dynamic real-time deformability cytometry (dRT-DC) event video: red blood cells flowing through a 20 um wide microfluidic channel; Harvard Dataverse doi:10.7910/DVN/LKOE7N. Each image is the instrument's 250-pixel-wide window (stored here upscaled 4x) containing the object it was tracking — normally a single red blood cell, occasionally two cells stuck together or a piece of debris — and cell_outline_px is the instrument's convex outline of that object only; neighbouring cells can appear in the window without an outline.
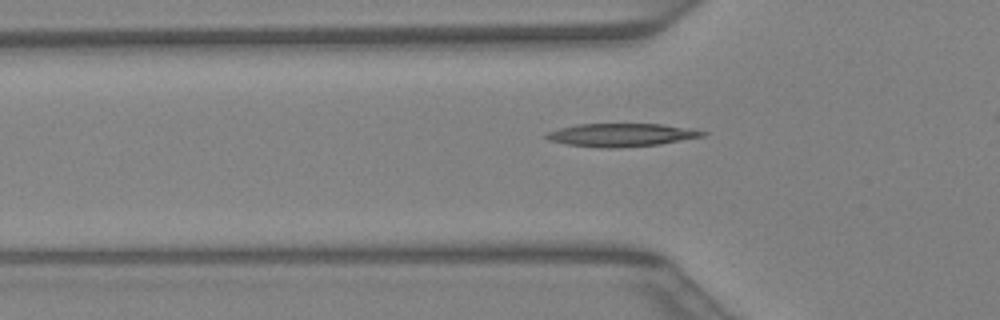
{"species": "Egyptian fruit bat (a non-hibernating species)", "species_latin": "Rousettus aegyptiacus", "temperature_condition": "warm", "stored_images_in_passage": 25, "camera_frame_rate_fps": 3000, "um_per_image_px": 0.085, "animal": {"sex": "female"}, "frame": {"image": 1, "passage_image": 3, "time_ms": 0.667, "image_size_px": [1000, 320], "cell_outline_px": [[708, 132], [704, 136], [660, 144], [616, 148], [600, 148], [568, 144], [548, 140], [544, 136], [544, 132], [576, 124], [664, 124]], "centroid_in_image_um": [52.76, 11.47], "position_along_channel_um": 73.0, "area_um2": 21.04}}
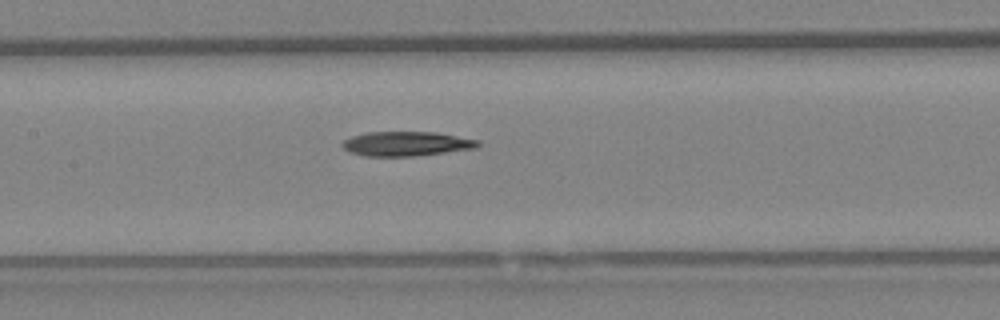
{"frame": {"image": 2, "passage_image": 9, "time_ms": 2.667, "image_size_px": [1000, 320], "cell_outline_px": [[480, 144], [476, 148], [416, 156], [364, 156], [348, 152], [340, 144], [344, 140], [352, 136], [368, 132], [436, 132], [480, 140]], "centroid_in_image_um": [34.53, 12.22], "position_along_channel_um": 172.9, "area_um2": 19.42}}
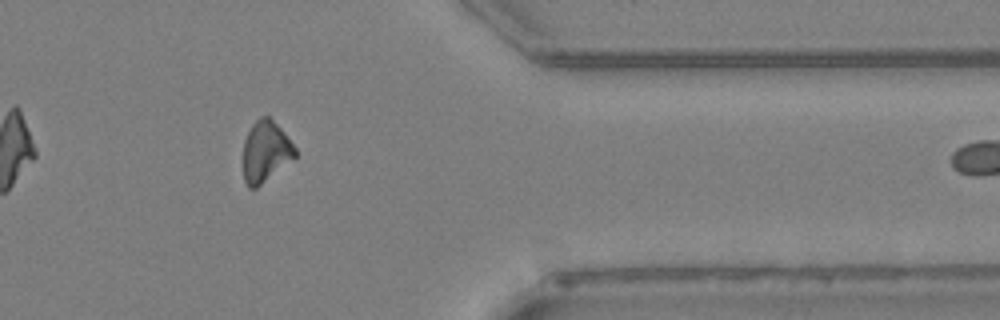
{"frame": {"image": 3, "passage_image": 23, "time_ms": 7.333, "image_size_px": [1000, 320], "cell_outline_px": [[296, 156], [256, 188], [248, 188], [244, 180], [244, 140], [252, 124], [260, 116], [268, 116], [280, 128], [296, 148]], "centroid_in_image_um": [22.56, 12.87], "position_along_channel_um": 388.8, "area_um2": 18.09}}